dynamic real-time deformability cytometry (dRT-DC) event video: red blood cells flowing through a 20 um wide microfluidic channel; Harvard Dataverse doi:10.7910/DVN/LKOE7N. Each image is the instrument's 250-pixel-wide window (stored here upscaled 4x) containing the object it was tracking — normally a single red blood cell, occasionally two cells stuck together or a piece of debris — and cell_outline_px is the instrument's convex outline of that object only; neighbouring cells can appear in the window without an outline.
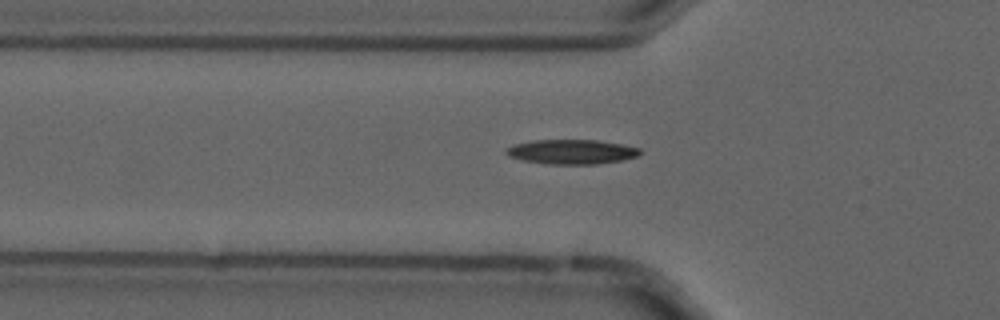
{"species": "common noctule bat (a hibernating species)", "species_latin": "Nyctalus noctula", "temperature_condition": "cold", "stored_images_in_passage": 56, "camera_frame_rate_fps": 3000, "um_per_image_px": 0.085, "animal": {"sex": "male", "forearm_length_mm": 52.5}, "frame": {"image": 1, "passage_image": 19, "time_ms": 6.0, "image_size_px": [1000, 320], "cell_outline_px": [[640, 152], [636, 156], [620, 160], [596, 164], [544, 164], [524, 160], [508, 156], [504, 152], [508, 148], [516, 144], [532, 140], [596, 140], [620, 144], [640, 148]], "centroid_in_image_um": [48.55, 12.9], "position_along_channel_um": 77.2, "area_um2": 18.9}}
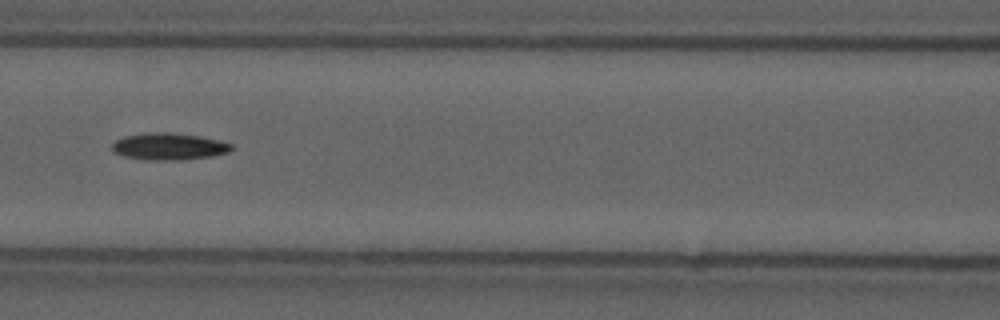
{"frame": {"image": 2, "passage_image": 25, "time_ms": 8.0, "image_size_px": [1000, 320], "cell_outline_px": [[236, 148], [228, 152], [212, 156], [180, 160], [144, 160], [124, 156], [112, 152], [112, 144], [116, 140], [124, 136], [152, 132], [172, 132], [200, 136], [220, 140], [232, 144]], "centroid_in_image_um": [14.37, 12.45], "position_along_channel_um": 152.2, "area_um2": 18.96}}
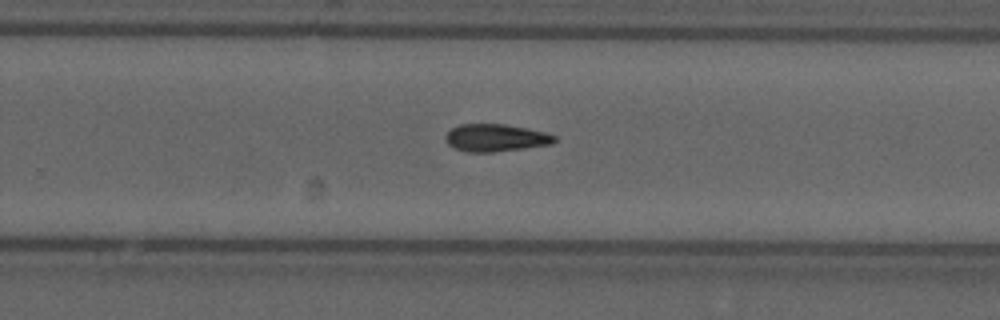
{"frame": {"image": 3, "passage_image": 36, "time_ms": 11.667, "image_size_px": [1000, 320], "cell_outline_px": [[556, 140], [552, 144], [524, 148], [492, 152], [464, 152], [452, 148], [448, 144], [444, 136], [452, 128], [460, 124], [504, 124], [544, 132], [556, 136]], "centroid_in_image_um": [42.09, 11.72], "position_along_channel_um": 287.7, "area_um2": 17.4}}